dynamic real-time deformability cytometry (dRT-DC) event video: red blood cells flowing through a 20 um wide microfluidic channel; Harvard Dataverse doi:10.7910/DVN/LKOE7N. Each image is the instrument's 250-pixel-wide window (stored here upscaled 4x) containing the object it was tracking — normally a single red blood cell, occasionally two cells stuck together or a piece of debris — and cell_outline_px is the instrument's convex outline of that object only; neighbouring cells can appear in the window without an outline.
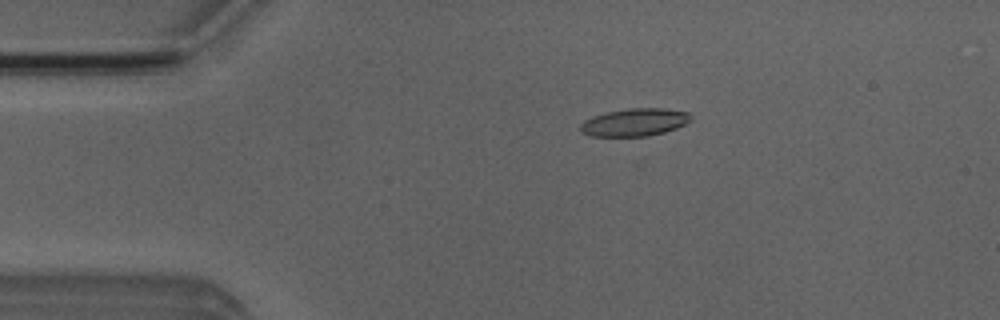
{"species": "Egyptian fruit bat (a non-hibernating species)", "species_latin": "Rousettus aegyptiacus", "temperature_condition": "room temperature", "stored_images_in_passage": 4, "camera_frame_rate_fps": 3000, "um_per_image_px": 0.085, "animal": {"sex": "male"}, "frame": {"image": 1, "passage_image": 4, "time_ms": 3.667, "image_size_px": [1000, 320], "cell_outline_px": [[692, 120], [676, 128], [664, 132], [648, 136], [588, 136], [580, 132], [580, 124], [584, 120], [592, 116], [608, 112], [628, 108], [664, 108], [688, 112], [692, 116]], "centroid_in_image_um": [53.93, 10.39], "position_along_channel_um": 31.1, "area_um2": 17.92}}